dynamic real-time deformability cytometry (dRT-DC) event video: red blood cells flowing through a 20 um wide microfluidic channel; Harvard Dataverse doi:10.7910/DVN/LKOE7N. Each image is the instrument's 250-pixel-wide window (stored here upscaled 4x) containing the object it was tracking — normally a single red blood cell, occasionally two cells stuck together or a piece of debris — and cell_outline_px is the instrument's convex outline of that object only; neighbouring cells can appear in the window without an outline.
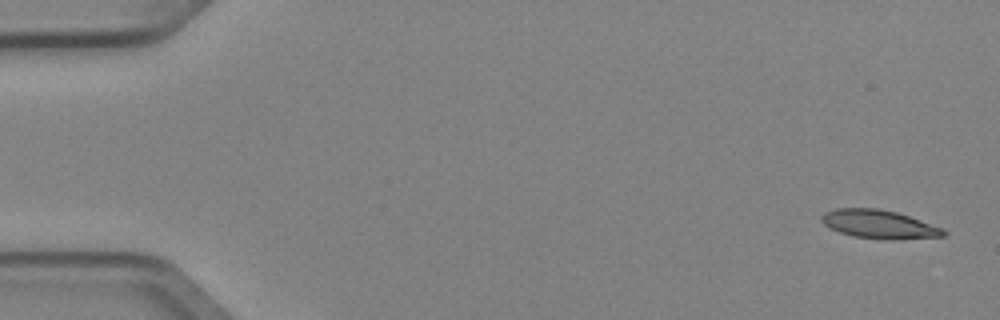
{"species": "Egyptian fruit bat (a non-hibernating species)", "species_latin": "Rousettus aegyptiacus", "temperature_condition": "cold", "stored_images_in_passage": 5, "segment_of_instrument_passage": [1, 2], "camera_frame_rate_fps": 3000, "um_per_image_px": 0.085, "animal": {"sex": "female"}, "frame": {"image": 1, "passage_image": 1, "time_ms": 0.0, "image_size_px": [1000, 320], "cell_outline_px": [[948, 232], [944, 236], [856, 236], [840, 232], [824, 224], [820, 220], [820, 216], [824, 212], [836, 208], [876, 208], [896, 212], [908, 216], [940, 228]], "centroid_in_image_um": [74.57, 18.98], "position_along_channel_um": 10.4, "area_um2": 18.61}}